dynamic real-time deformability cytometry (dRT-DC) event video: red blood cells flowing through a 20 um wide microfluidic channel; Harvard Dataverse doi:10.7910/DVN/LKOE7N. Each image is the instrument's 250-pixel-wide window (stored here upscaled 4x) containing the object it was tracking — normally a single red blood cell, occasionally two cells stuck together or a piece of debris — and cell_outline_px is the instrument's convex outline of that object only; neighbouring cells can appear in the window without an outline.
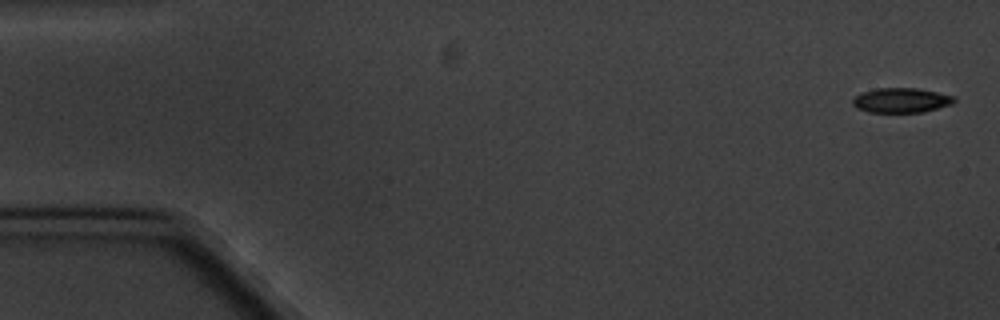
{"species": "common noctule bat (a hibernating species)", "species_latin": "Nyctalus noctula", "temperature_condition": "cold", "stored_images_in_passage": 4, "camera_frame_rate_fps": 3000, "um_per_image_px": 0.085, "animal": {"sex": "male", "body_mass_g": 20.1, "forearm_length_mm": 53.5}, "frame": {"image": 1, "passage_image": 1, "time_ms": 0.0, "image_size_px": [1000, 320], "cell_outline_px": [[956, 100], [952, 104], [924, 112], [868, 112], [856, 108], [852, 104], [852, 100], [860, 92], [876, 88], [916, 88], [956, 96]], "centroid_in_image_um": [76.59, 8.52], "position_along_channel_um": 8.4, "area_um2": 14.74}}